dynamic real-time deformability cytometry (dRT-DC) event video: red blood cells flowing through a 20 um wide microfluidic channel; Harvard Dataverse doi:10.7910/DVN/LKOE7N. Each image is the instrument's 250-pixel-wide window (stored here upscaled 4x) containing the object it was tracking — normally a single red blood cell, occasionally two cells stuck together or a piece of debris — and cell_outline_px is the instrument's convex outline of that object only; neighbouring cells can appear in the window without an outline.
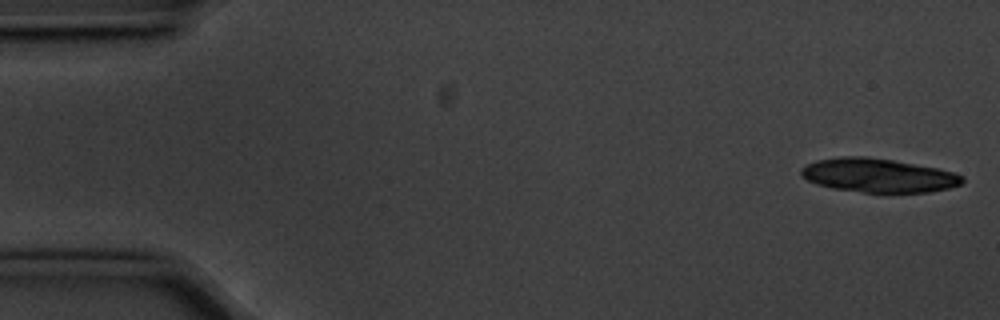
{"species": "common noctule bat (a hibernating species)", "species_latin": "Nyctalus noctula", "temperature_condition": "cold", "stored_images_in_passage": 55, "camera_frame_rate_fps": 3000, "um_per_image_px": 0.085, "animal": {"sex": "male", "body_mass_g": 20.1, "forearm_length_mm": 53.5}, "frame": {"image": 1, "passage_image": 1, "time_ms": 0.0, "image_size_px": [1000, 320], "cell_outline_px": [[964, 180], [960, 184], [948, 188], [928, 192], [864, 192], [832, 188], [816, 184], [800, 176], [800, 168], [804, 164], [816, 160], [840, 156], [868, 156], [892, 160], [936, 168], [952, 172], [964, 176]], "centroid_in_image_um": [74.58, 14.89], "position_along_channel_um": 10.4, "area_um2": 31.79}}
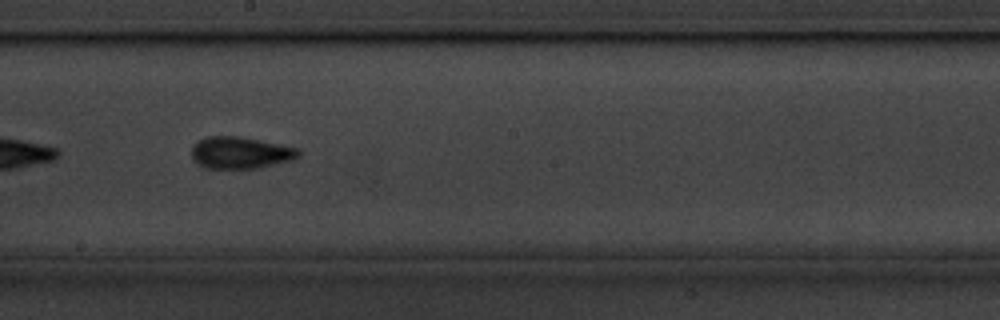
{"frame": {"image": 2, "passage_image": 30, "time_ms": 9.667, "image_size_px": [1000, 320], "cell_outline_px": [[300, 156], [292, 160], [260, 168], [208, 168], [200, 164], [192, 156], [192, 148], [200, 140], [208, 136], [240, 136], [300, 148]], "centroid_in_image_um": [20.51, 12.97], "position_along_channel_um": 227.7, "area_um2": 19.71}, "authors_computed_cell_mechanics": {"area_um2": 18.3804, "velocity_mm_per_s": 3.5883, "shape_relaxation_time_tau1_ms": 2.7421, "shape_relaxation_time_tau2_ms": 2.0947, "deformation_change_tau1": 0.1023, "deformation_change_tau2": 0.0817}}